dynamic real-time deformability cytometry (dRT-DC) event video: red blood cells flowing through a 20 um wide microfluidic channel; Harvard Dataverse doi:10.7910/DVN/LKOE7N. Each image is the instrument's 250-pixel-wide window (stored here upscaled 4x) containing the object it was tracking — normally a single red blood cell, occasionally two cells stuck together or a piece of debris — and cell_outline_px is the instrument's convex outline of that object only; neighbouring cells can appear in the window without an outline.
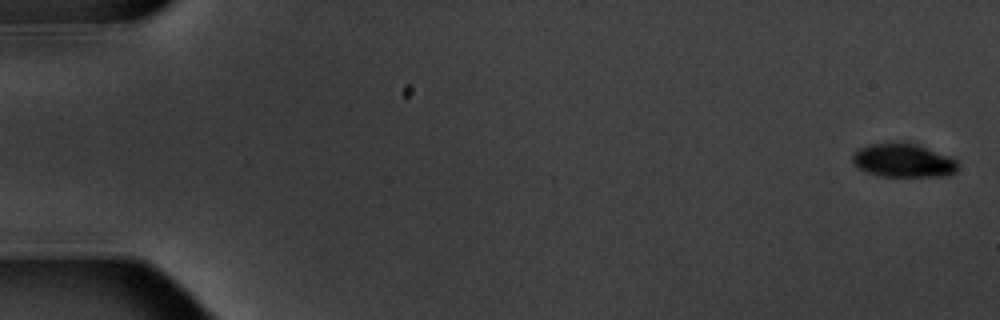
{"species": "common noctule bat (a hibernating species)", "species_latin": "Nyctalus noctula", "temperature_condition": "warm", "stored_images_in_passage": 6, "camera_frame_rate_fps": 3000, "um_per_image_px": 0.085, "animal": {"sex": "male", "body_mass_g": 20.1, "forearm_length_mm": 53.5}, "frame": {"image": 1, "passage_image": 1, "time_ms": 0.0, "image_size_px": [1000, 320], "cell_outline_px": [[960, 164], [956, 172], [948, 176], [880, 176], [868, 172], [860, 168], [852, 160], [852, 156], [860, 148], [868, 144], [888, 140], [900, 140], [916, 144], [952, 156]], "centroid_in_image_um": [76.83, 13.6], "position_along_channel_um": 8.2, "area_um2": 21.21}}
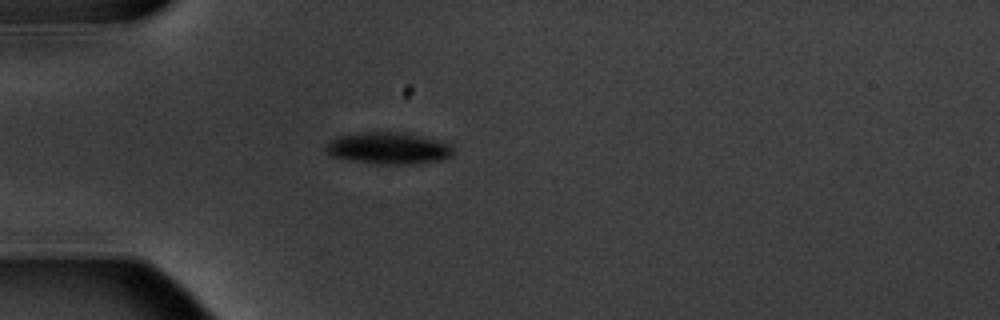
{"frame": {"image": 2, "passage_image": 5, "time_ms": 5.333, "image_size_px": [1000, 320], "cell_outline_px": [[452, 156], [440, 160], [416, 164], [376, 164], [328, 156], [324, 148], [332, 140], [340, 136], [368, 132], [400, 132], [420, 136], [448, 144], [452, 148]], "centroid_in_image_um": [32.99, 12.62], "position_along_channel_um": 52.0, "area_um2": 23.24}}